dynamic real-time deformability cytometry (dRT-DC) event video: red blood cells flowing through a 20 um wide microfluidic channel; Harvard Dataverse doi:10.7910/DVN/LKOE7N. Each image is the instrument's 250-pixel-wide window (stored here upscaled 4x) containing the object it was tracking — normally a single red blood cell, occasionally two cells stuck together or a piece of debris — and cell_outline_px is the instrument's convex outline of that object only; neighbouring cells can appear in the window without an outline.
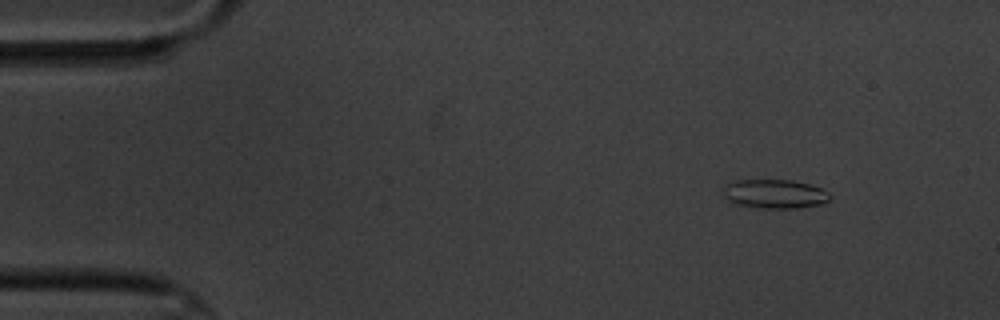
{"species": "common noctule bat (a hibernating species)", "species_latin": "Nyctalus noctula", "temperature_condition": "cold", "stored_images_in_passage": 5, "camera_frame_rate_fps": 3000, "um_per_image_px": 0.085, "animal": {"sex": "male", "body_mass_g": 20.1, "forearm_length_mm": 53.5}, "frame": {"image": 1, "passage_image": 2, "time_ms": 1.333, "image_size_px": [1000, 320], "cell_outline_px": [[832, 200], [824, 204], [796, 208], [760, 208], [740, 204], [728, 200], [720, 192], [728, 184], [736, 180], [792, 180], [808, 184], [820, 188], [828, 192], [832, 196]], "centroid_in_image_um": [65.9, 16.48], "position_along_channel_um": 19.1, "area_um2": 18.09}}
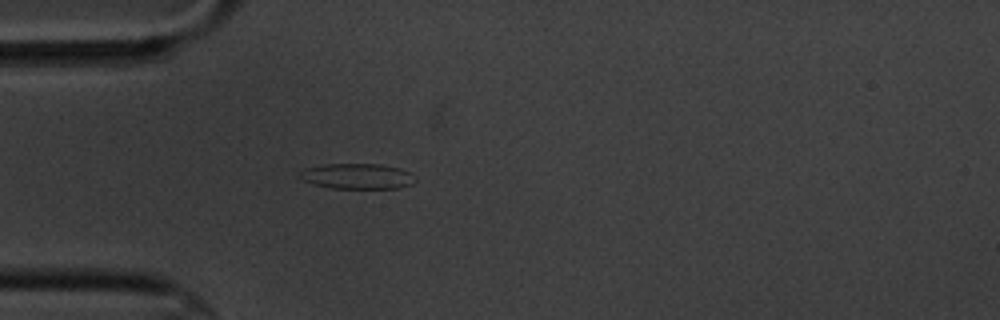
{"frame": {"image": 2, "passage_image": 5, "time_ms": 4.667, "image_size_px": [1000, 320], "cell_outline_px": [[416, 180], [412, 184], [396, 188], [332, 188], [300, 180], [300, 172], [304, 168], [324, 164], [380, 164], [400, 168], [416, 176]], "centroid_in_image_um": [30.37, 14.97], "position_along_channel_um": 54.6, "area_um2": 17.11}}